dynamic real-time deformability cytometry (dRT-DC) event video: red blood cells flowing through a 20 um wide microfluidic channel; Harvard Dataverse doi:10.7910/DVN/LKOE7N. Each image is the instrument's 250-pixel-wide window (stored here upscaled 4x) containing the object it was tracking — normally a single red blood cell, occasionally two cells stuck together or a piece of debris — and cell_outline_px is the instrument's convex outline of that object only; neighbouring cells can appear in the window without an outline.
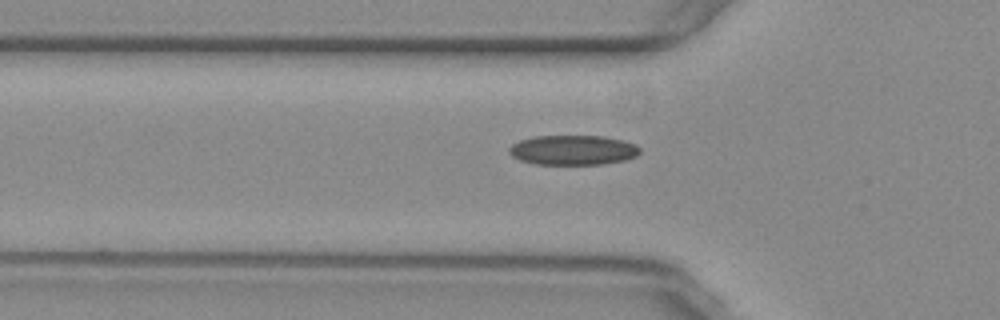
{"species": "common noctule bat (a hibernating species)", "species_latin": "Nyctalus noctula", "temperature_condition": "warm", "stored_images_in_passage": 37, "camera_frame_rate_fps": 3000, "um_per_image_px": 0.085, "animal": {"sex": "female", "body_mass_g": 29.2, "forearm_length_mm": 56.3}, "frame": {"image": 1, "passage_image": 6, "time_ms": 1.667, "image_size_px": [1000, 320], "cell_outline_px": [[640, 152], [636, 156], [624, 160], [604, 164], [536, 164], [520, 160], [512, 156], [508, 152], [508, 148], [512, 144], [520, 140], [536, 136], [604, 136], [636, 144], [640, 148]], "centroid_in_image_um": [48.69, 12.75], "position_along_channel_um": 77.1, "area_um2": 22.66}}
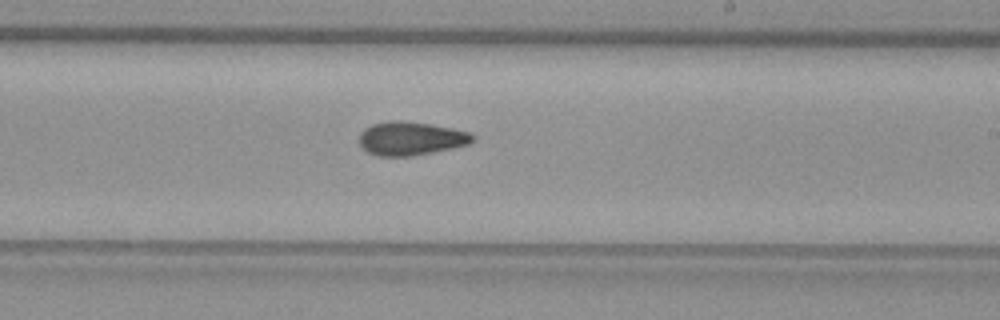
{"frame": {"image": 2, "passage_image": 20, "time_ms": 6.333, "image_size_px": [1000, 320], "cell_outline_px": [[476, 136], [468, 144], [452, 148], [412, 156], [376, 156], [368, 152], [360, 144], [360, 132], [364, 128], [372, 124], [388, 120], [404, 120], [432, 124], [452, 128], [468, 132]], "centroid_in_image_um": [34.9, 11.75], "position_along_channel_um": 254.1, "area_um2": 22.25}}
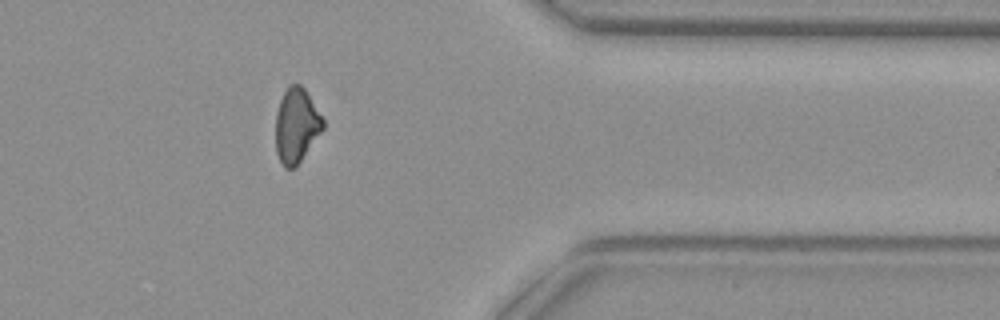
{"frame": {"image": 3, "passage_image": 32, "time_ms": 10.333, "image_size_px": [1000, 320], "cell_outline_px": [[324, 128], [300, 160], [292, 168], [284, 168], [276, 152], [276, 112], [280, 100], [284, 92], [292, 84], [300, 84], [304, 88], [324, 120]], "centroid_in_image_um": [25.18, 10.65], "position_along_channel_um": 386.2, "area_um2": 20.11}, "authors_computed_cell_mechanics": {"area_um2": 21.7328, "velocity_mm_per_s": 3.783, "shape_relaxation_time_tau1_ms": null, "shape_relaxation_time_tau2_ms": 4.131, "deformation_change_tau1": null, "deformation_change_tau2": 0.1121}}